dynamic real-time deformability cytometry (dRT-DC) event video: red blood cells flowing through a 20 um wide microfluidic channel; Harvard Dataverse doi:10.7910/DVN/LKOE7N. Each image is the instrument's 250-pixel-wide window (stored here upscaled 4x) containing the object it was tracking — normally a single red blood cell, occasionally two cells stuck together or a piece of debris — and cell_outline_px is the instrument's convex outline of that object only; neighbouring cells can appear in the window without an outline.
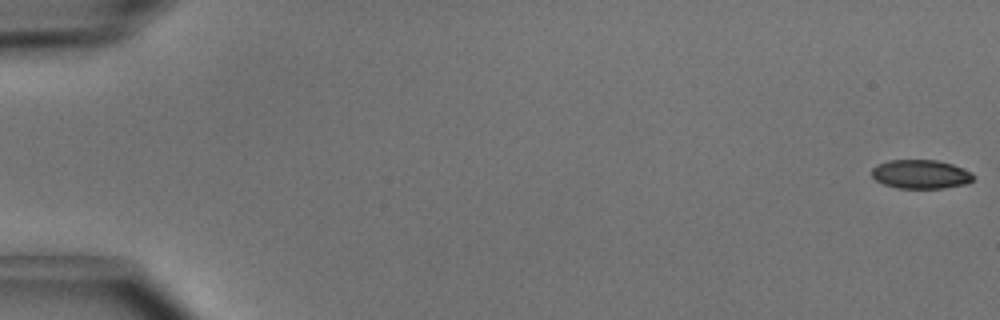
{"species": "common noctule bat (a hibernating species)", "species_latin": "Nyctalus noctula", "temperature_condition": "cold", "stored_images_in_passage": 50, "camera_frame_rate_fps": 3000, "um_per_image_px": 0.085, "animal": {"sex": "male", "body_mass_g": 15.6}, "frame": {"image": 1, "passage_image": 1, "time_ms": 0.0, "image_size_px": [1000, 320], "cell_outline_px": [[976, 176], [968, 184], [944, 188], [900, 188], [884, 184], [876, 180], [872, 176], [872, 168], [876, 164], [888, 160], [936, 160], [952, 164], [972, 172]], "centroid_in_image_um": [78.28, 14.8], "position_along_channel_um": 6.7, "area_um2": 17.22}}
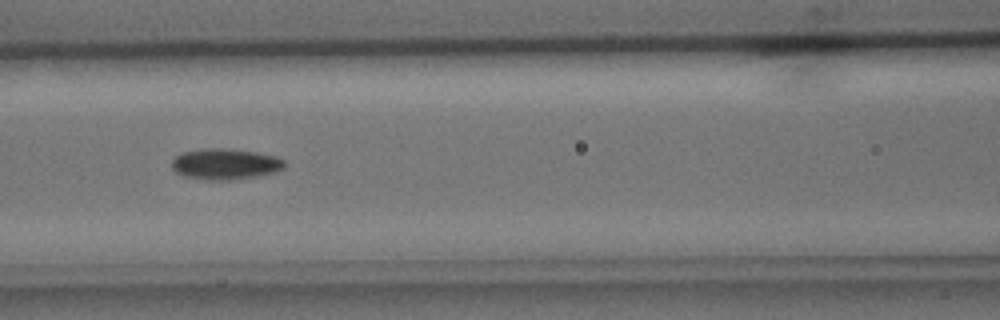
{"frame": {"image": 2, "passage_image": 23, "time_ms": 7.333, "image_size_px": [1000, 320], "cell_outline_px": [[284, 168], [272, 172], [256, 176], [228, 180], [208, 180], [184, 176], [176, 172], [172, 168], [172, 160], [176, 156], [184, 152], [200, 148], [224, 148], [256, 152], [276, 156], [284, 160]], "centroid_in_image_um": [19.12, 13.93], "position_along_channel_um": 147.5, "area_um2": 20.17}}
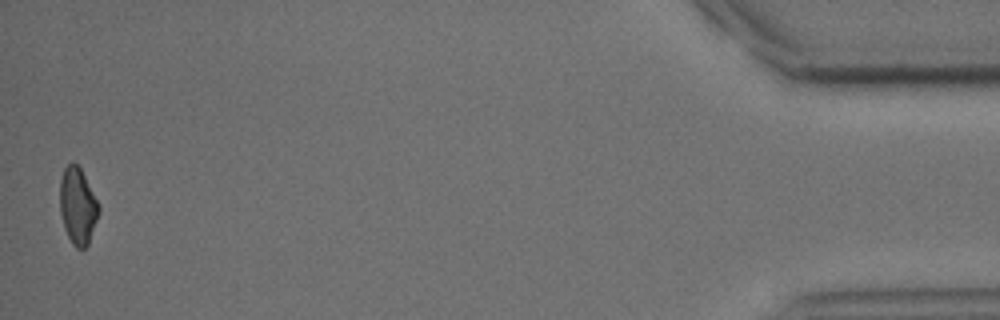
{"frame": {"image": 3, "passage_image": 50, "time_ms": 16.333, "image_size_px": [1000, 320], "cell_outline_px": [[100, 212], [88, 244], [84, 248], [76, 248], [72, 244], [64, 228], [60, 212], [60, 180], [64, 168], [72, 160], [80, 168], [100, 208]], "centroid_in_image_um": [6.59, 17.52], "position_along_channel_um": 428.6, "area_um2": 17.17}, "authors_computed_cell_mechanics": {"area_um2": 18.496, "velocity_mm_per_s": 4.0622, "shape_relaxation_time_tau1_ms": 3.8376, "shape_relaxation_time_tau2_ms": null, "deformation_change_tau1": 0.1056, "deformation_change_tau2": null}}